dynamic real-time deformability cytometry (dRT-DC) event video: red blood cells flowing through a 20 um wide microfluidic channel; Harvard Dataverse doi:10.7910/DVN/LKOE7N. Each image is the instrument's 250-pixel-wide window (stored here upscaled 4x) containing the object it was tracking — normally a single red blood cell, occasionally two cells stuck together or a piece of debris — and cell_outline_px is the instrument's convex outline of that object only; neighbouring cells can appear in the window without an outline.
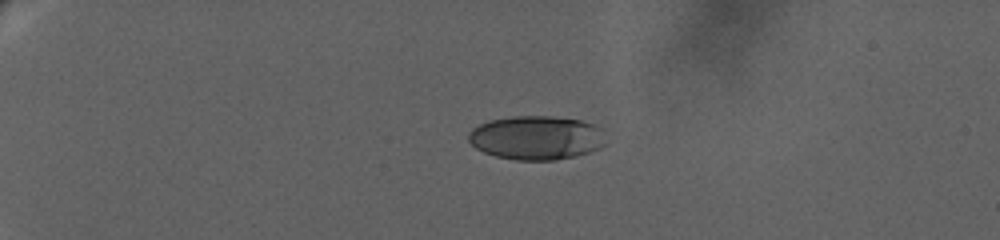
{"species": "human", "species_latin": "Homo sapiens", "temperature_condition": "warm", "stored_images_in_passage": 35, "camera_frame_rate_fps": 3000, "um_per_image_px": 0.085, "donor": {"sex": "female"}, "frame": {"image": 1, "passage_image": 1, "time_ms": 0.0, "image_size_px": [1000, 240], "cell_outline_px": [[604, 144], [600, 148], [576, 156], [556, 160], [516, 160], [496, 156], [484, 152], [476, 148], [468, 140], [468, 132], [472, 128], [488, 120], [512, 116], [552, 116], [580, 120], [596, 124], [600, 128]], "centroid_in_image_um": [45.56, 11.7], "position_along_channel_um": 39.4, "area_um2": 35.2}}
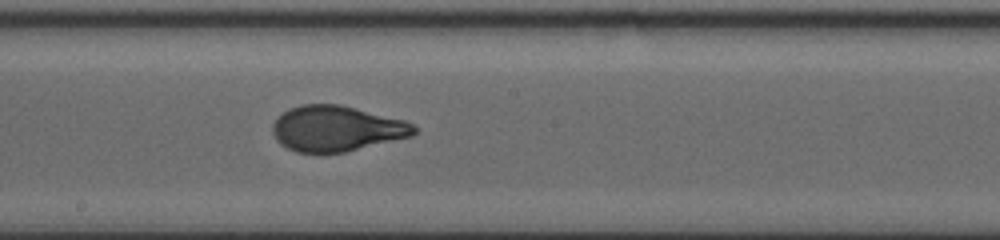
{"frame": {"image": 2, "passage_image": 14, "time_ms": 8.667, "image_size_px": [1000, 240], "cell_outline_px": [[416, 132], [412, 136], [344, 152], [296, 152], [280, 144], [276, 140], [272, 132], [272, 124], [288, 108], [300, 104], [340, 104], [404, 120], [412, 124], [416, 128]], "centroid_in_image_um": [28.58, 10.92], "position_along_channel_um": 219.6, "area_um2": 37.34}}
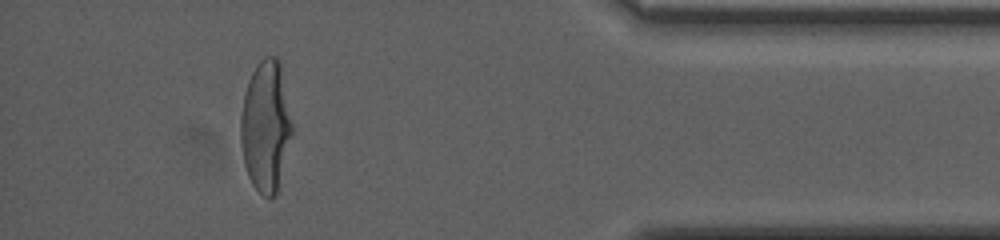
{"frame": {"image": 3, "passage_image": 30, "time_ms": 16.0, "image_size_px": [1000, 240], "cell_outline_px": [[292, 132], [276, 192], [268, 200], [252, 184], [248, 176], [244, 164], [240, 144], [240, 116], [244, 92], [248, 80], [256, 64], [264, 56], [276, 56], [280, 60], [292, 124]], "centroid_in_image_um": [22.55, 10.67], "position_along_channel_um": 412.6, "area_um2": 39.19}, "authors_computed_cell_mechanics": {"area_um2": 37.8012, "velocity_mm_per_s": 3.0522, "shape_relaxation_time_tau1_ms": 6.2581, "shape_relaxation_time_tau2_ms": null, "deformation_change_tau1": 0.2351, "deformation_change_tau2": null}}